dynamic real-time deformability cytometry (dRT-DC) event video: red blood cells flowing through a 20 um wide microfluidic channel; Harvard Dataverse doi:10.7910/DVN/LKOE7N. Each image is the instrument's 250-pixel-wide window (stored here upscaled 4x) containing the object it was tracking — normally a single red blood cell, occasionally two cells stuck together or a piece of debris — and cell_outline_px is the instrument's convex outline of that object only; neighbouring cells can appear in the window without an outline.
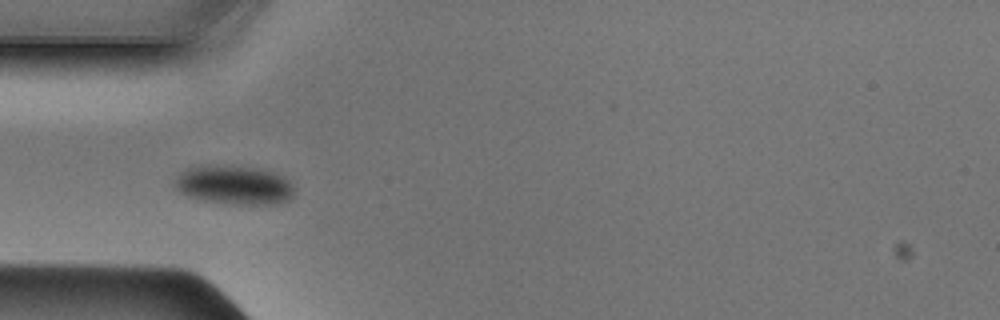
{"species": "Egyptian fruit bat (a non-hibernating species)", "species_latin": "Rousettus aegyptiacus", "temperature_condition": "cold", "stored_images_in_passage": 35, "camera_frame_rate_fps": 3000, "um_per_image_px": 0.085, "animal": {"sex": "male"}, "frame": {"image": 1, "passage_image": 1, "time_ms": 0.0, "image_size_px": [1000, 320], "cell_outline_px": [[292, 196], [288, 200], [276, 204], [232, 204], [204, 200], [188, 196], [180, 192], [176, 188], [176, 176], [184, 168], [196, 164], [228, 164], [256, 168], [276, 172], [284, 176], [292, 184]], "centroid_in_image_um": [19.86, 15.68], "position_along_channel_um": 65.1, "area_um2": 27.69}}
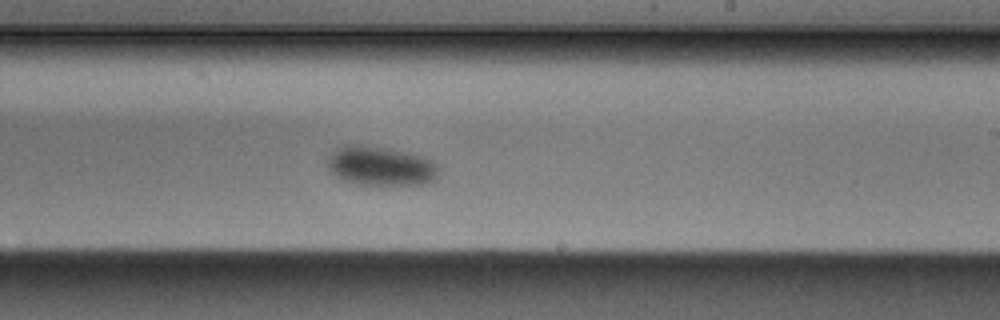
{"frame": {"image": 2, "passage_image": 15, "time_ms": 4.667, "image_size_px": [1000, 320], "cell_outline_px": [[440, 168], [436, 180], [420, 184], [360, 184], [340, 180], [328, 168], [328, 156], [336, 148], [344, 144], [372, 144], [392, 148], [424, 156], [432, 160]], "centroid_in_image_um": [32.35, 14.07], "position_along_channel_um": 256.6, "area_um2": 26.01}}
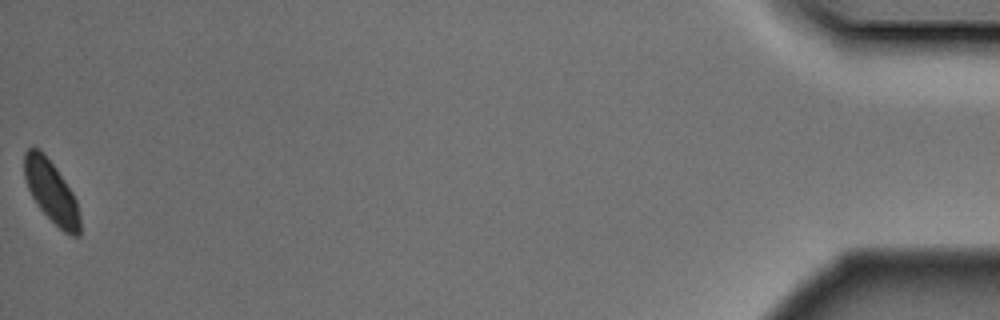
{"frame": {"image": 3, "passage_image": 35, "time_ms": 11.333, "image_size_px": [1000, 320], "cell_outline_px": [[80, 236], [72, 236], [64, 232], [40, 208], [32, 196], [28, 188], [24, 176], [24, 152], [32, 144], [40, 148], [44, 152], [56, 168], [72, 192], [76, 200], [80, 216]], "centroid_in_image_um": [4.35, 16.24], "position_along_channel_um": 430.9, "area_um2": 20.11}}